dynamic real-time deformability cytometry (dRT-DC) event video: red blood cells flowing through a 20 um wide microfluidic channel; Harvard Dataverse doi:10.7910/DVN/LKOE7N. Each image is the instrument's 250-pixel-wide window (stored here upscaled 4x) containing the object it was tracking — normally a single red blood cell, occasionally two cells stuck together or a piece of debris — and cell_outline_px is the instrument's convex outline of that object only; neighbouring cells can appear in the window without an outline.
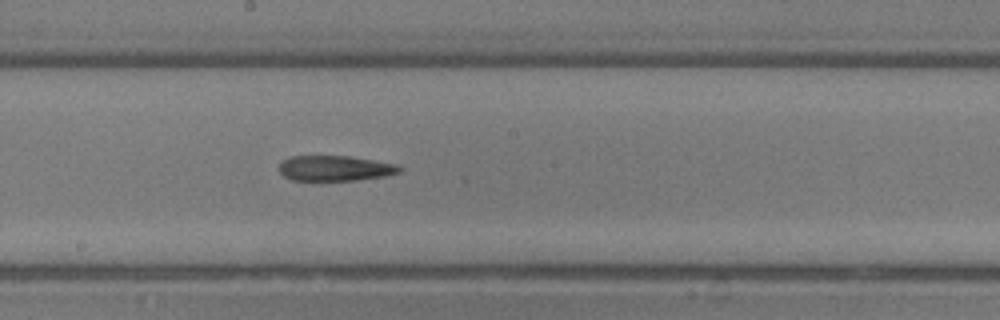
{"species": "common noctule bat (a hibernating species)", "species_latin": "Nyctalus noctula", "temperature_condition": "room temperature", "stored_images_in_passage": 22, "camera_frame_rate_fps": 3000, "um_per_image_px": 0.085, "animal": {"sex": "male", "body_mass_g": 13.3}, "frame": {"image": 1, "passage_image": 13, "time_ms": 4.0, "image_size_px": [1000, 320], "cell_outline_px": [[404, 168], [400, 172], [384, 176], [356, 180], [292, 180], [284, 176], [280, 172], [280, 160], [288, 156], [348, 156], [400, 164]], "centroid_in_image_um": [28.5, 14.29], "position_along_channel_um": 219.7, "area_um2": 17.92}}
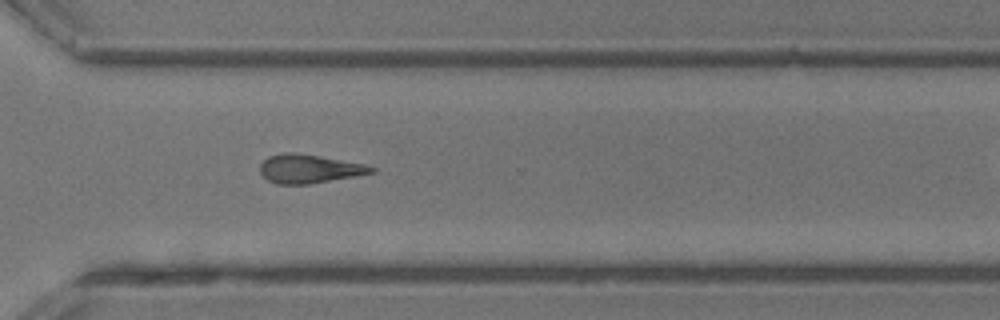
{"frame": {"image": 2, "passage_image": 19, "time_ms": 6.0, "image_size_px": [1000, 320], "cell_outline_px": [[376, 172], [356, 176], [308, 184], [276, 184], [268, 180], [260, 172], [260, 164], [268, 156], [284, 152], [296, 152], [320, 156], [364, 164], [376, 168]], "centroid_in_image_um": [26.27, 14.34], "position_along_channel_um": 344.3, "area_um2": 18.61}}